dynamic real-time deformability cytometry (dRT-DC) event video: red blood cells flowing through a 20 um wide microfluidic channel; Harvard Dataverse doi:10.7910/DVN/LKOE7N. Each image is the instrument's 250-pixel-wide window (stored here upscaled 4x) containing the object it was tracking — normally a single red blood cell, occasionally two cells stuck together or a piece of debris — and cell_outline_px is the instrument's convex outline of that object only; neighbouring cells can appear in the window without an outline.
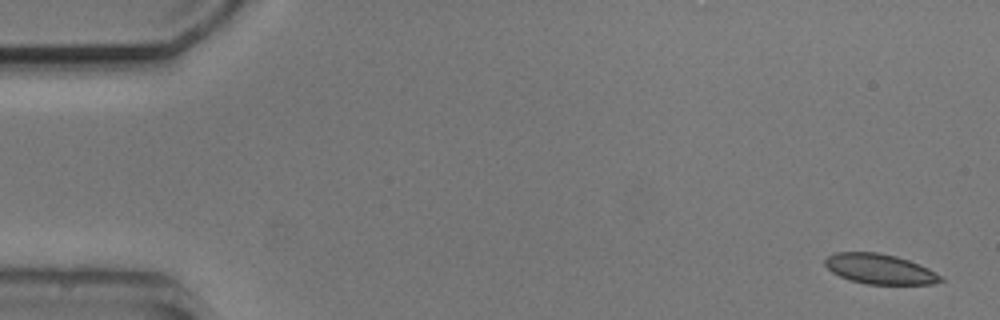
{"species": "common noctule bat (a hibernating species)", "species_latin": "Nyctalus noctula", "temperature_condition": "cold", "stored_images_in_passage": 5, "camera_frame_rate_fps": 3000, "um_per_image_px": 0.085, "animal": {"sex": "male", "body_mass_g": 20.5, "forearm_length_mm": 52.5}, "frame": {"image": 1, "passage_image": 1, "time_ms": 0.0, "image_size_px": [1000, 320], "cell_outline_px": [[944, 280], [932, 284], [868, 284], [848, 280], [832, 272], [824, 264], [824, 260], [828, 256], [836, 252], [876, 252], [896, 256], [920, 264], [936, 272]], "centroid_in_image_um": [74.77, 22.86], "position_along_channel_um": 10.2, "area_um2": 20.23}}
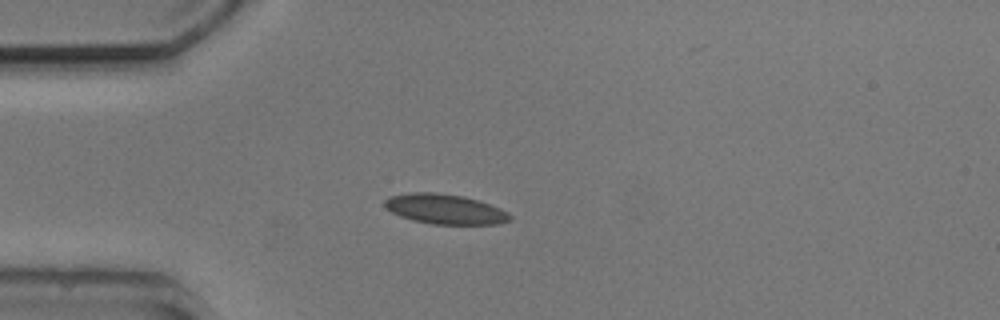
{"frame": {"image": 2, "passage_image": 4, "time_ms": 4.0, "image_size_px": [1000, 320], "cell_outline_px": [[512, 220], [496, 224], [432, 224], [412, 220], [400, 216], [392, 212], [384, 204], [384, 200], [388, 196], [412, 192], [436, 192], [464, 196], [480, 200], [500, 208], [508, 212], [512, 216]], "centroid_in_image_um": [37.85, 17.76], "position_along_channel_um": 47.2, "area_um2": 22.02}}